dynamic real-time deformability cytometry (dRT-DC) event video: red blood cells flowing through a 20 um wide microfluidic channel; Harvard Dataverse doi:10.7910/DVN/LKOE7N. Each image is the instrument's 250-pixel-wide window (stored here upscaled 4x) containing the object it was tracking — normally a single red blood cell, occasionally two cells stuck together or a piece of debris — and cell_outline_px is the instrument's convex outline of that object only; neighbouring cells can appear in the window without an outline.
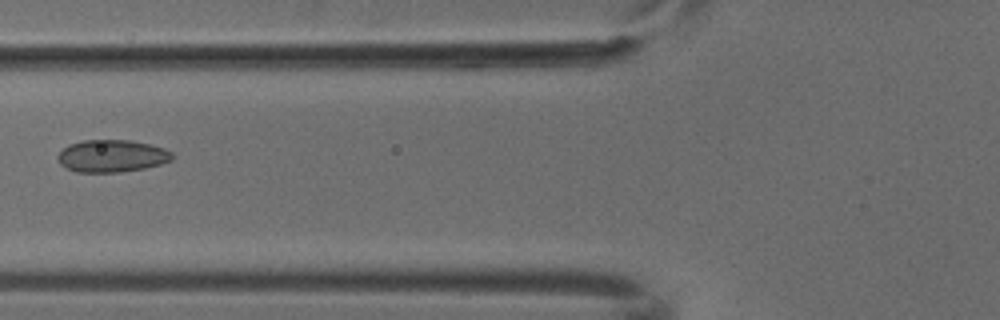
{"species": "common noctule bat (a hibernating species)", "species_latin": "Nyctalus noctula", "temperature_condition": "cold", "stored_images_in_passage": 6, "camera_frame_rate_fps": 3000, "um_per_image_px": 0.085, "animal": {"sex": "male", "body_mass_g": 18.8}, "frame": {"image": 1, "passage_image": 5, "time_ms": 1.333, "image_size_px": [1000, 320], "cell_outline_px": [[172, 160], [160, 164], [144, 168], [120, 172], [76, 172], [60, 164], [56, 156], [68, 144], [84, 140], [128, 140], [148, 144], [164, 148], [172, 152]], "centroid_in_image_um": [9.49, 13.26], "position_along_channel_um": 116.3, "area_um2": 21.44}}
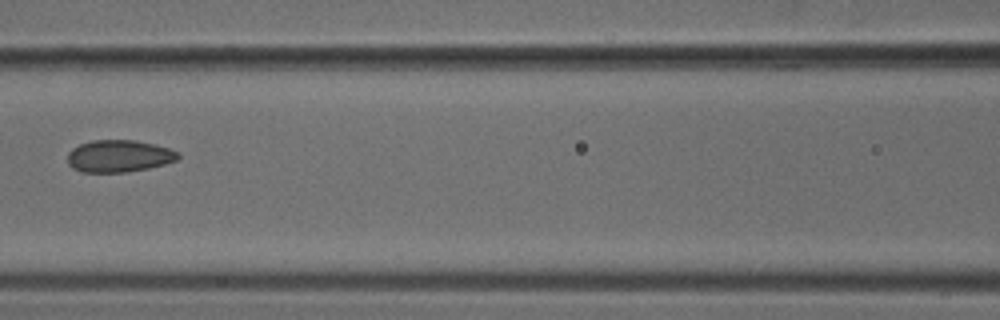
{"frame": {"image": 2, "passage_image": 6, "time_ms": 1.667, "image_size_px": [1000, 320], "cell_outline_px": [[180, 156], [176, 160], [164, 164], [148, 168], [124, 172], [84, 172], [72, 168], [68, 164], [68, 152], [72, 148], [80, 144], [92, 140], [132, 140], [152, 144], [168, 148], [180, 152]], "centroid_in_image_um": [10.09, 13.26], "position_along_channel_um": 156.5, "area_um2": 20.58}}